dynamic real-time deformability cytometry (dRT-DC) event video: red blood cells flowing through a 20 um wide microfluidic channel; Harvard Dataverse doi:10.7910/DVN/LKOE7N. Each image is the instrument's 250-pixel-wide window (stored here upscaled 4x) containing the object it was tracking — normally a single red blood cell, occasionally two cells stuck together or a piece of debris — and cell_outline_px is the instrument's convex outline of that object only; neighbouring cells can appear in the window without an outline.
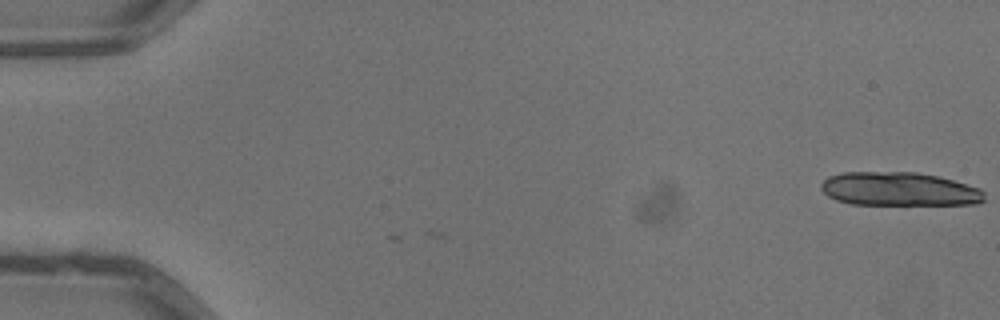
{"species": "common noctule bat (a hibernating species)", "species_latin": "Nyctalus noctula", "temperature_condition": "warm", "stored_images_in_passage": 2, "camera_frame_rate_fps": 3000, "um_per_image_px": 0.085, "animal": {"sex": "male", "body_mass_g": 13.3}, "frame": {"image": 1, "passage_image": 2, "time_ms": 0.333, "image_size_px": [1000, 320], "cell_outline_px": [[984, 200], [976, 204], [852, 204], [836, 200], [828, 196], [820, 188], [820, 184], [828, 176], [840, 172], [916, 172], [940, 176], [980, 188], [984, 192]], "centroid_in_image_um": [76.41, 16.06], "position_along_channel_um": 8.6, "area_um2": 32.14}}